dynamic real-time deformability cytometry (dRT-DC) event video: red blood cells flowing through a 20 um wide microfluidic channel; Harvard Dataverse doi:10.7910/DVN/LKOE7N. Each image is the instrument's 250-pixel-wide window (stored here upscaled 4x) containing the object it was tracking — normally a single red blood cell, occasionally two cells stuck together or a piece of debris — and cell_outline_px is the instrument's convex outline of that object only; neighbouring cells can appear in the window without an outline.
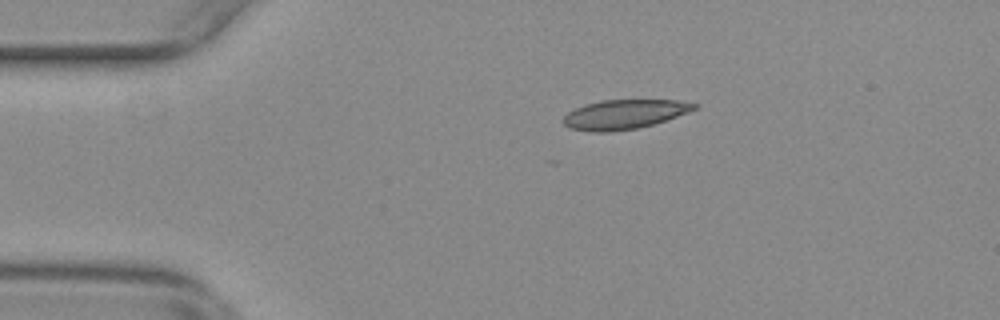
{"species": "common noctule bat (a hibernating species)", "species_latin": "Nyctalus noctula", "temperature_condition": "warm", "stored_images_in_passage": 20, "camera_frame_rate_fps": 3000, "um_per_image_px": 0.085, "animal": {"sex": "female", "body_mass_g": 29.2, "forearm_length_mm": 56.3}, "frame": {"image": 1, "passage_image": 11, "time_ms": 3.333, "image_size_px": [1000, 320], "cell_outline_px": [[700, 104], [696, 108], [688, 112], [652, 124], [636, 128], [612, 132], [588, 132], [568, 128], [564, 124], [564, 116], [568, 112], [584, 104], [600, 100], [676, 100]], "centroid_in_image_um": [53.02, 9.72], "position_along_channel_um": 32.0, "area_um2": 22.37}}
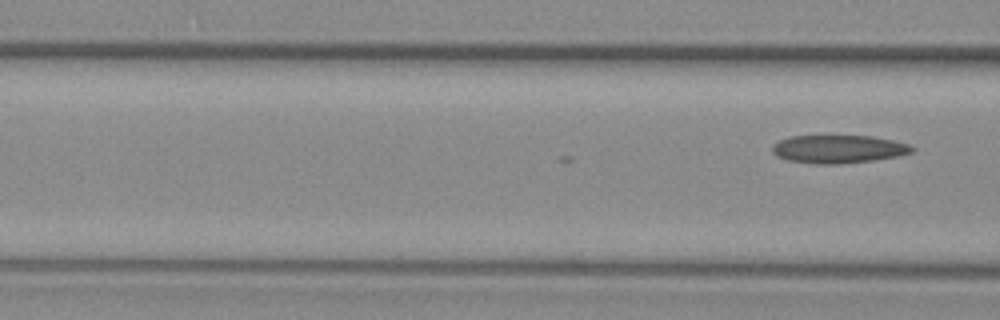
{"frame": {"image": 2, "passage_image": 20, "time_ms": 6.333, "image_size_px": [1000, 320], "cell_outline_px": [[916, 148], [912, 152], [900, 156], [872, 160], [840, 164], [816, 164], [788, 160], [776, 156], [772, 152], [772, 144], [780, 140], [792, 136], [872, 136], [892, 140], [908, 144]], "centroid_in_image_um": [71.26, 12.67], "position_along_channel_um": 95.3, "area_um2": 22.89}}